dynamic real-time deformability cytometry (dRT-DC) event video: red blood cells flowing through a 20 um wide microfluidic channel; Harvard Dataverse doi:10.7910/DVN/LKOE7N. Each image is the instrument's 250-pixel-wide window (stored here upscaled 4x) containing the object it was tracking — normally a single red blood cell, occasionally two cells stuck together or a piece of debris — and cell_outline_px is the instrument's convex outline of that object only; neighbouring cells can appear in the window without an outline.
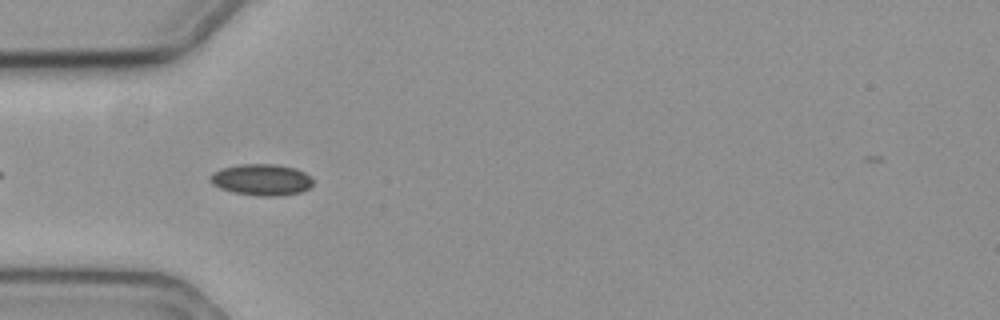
{"species": "common noctule bat (a hibernating species)", "species_latin": "Nyctalus noctula", "temperature_condition": "cold", "stored_images_in_passage": 44, "camera_frame_rate_fps": 3000, "um_per_image_px": 0.085, "animal": {"sex": "female", "body_mass_g": 19.3, "forearm_length_mm": 54.1}, "frame": {"image": 1, "passage_image": 4, "time_ms": 1.0, "image_size_px": [1000, 320], "cell_outline_px": [[312, 184], [308, 188], [300, 192], [280, 196], [260, 196], [232, 192], [220, 188], [212, 184], [208, 180], [208, 176], [212, 172], [220, 168], [240, 164], [276, 164], [296, 168], [312, 176]], "centroid_in_image_um": [22.19, 15.27], "position_along_channel_um": 62.8, "area_um2": 19.07}}
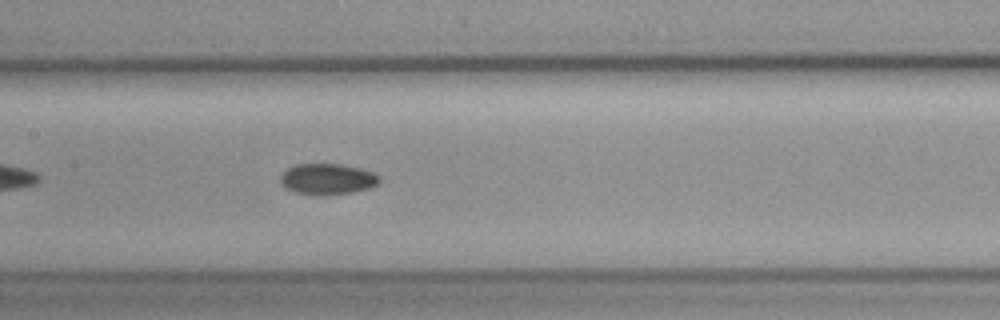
{"frame": {"image": 2, "passage_image": 14, "time_ms": 4.333, "image_size_px": [1000, 320], "cell_outline_px": [[380, 184], [368, 188], [352, 192], [328, 196], [312, 196], [296, 192], [284, 188], [280, 184], [280, 176], [288, 168], [296, 164], [340, 164], [360, 168], [372, 172], [380, 176]], "centroid_in_image_um": [27.82, 15.24], "position_along_channel_um": 179.6, "area_um2": 18.21}}
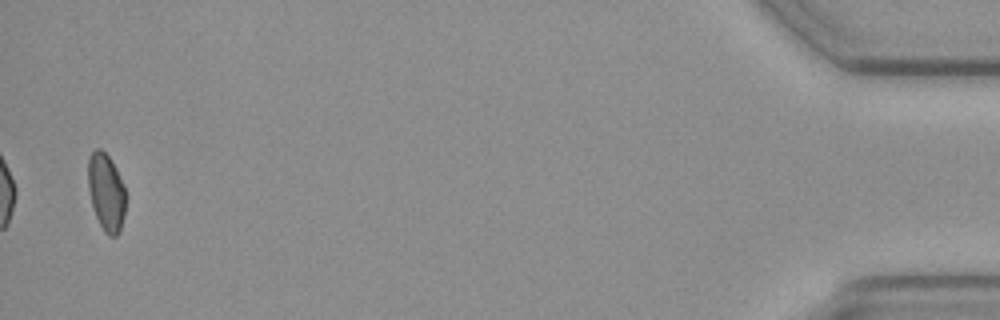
{"frame": {"image": 3, "passage_image": 43, "time_ms": 14.0, "image_size_px": [1000, 320], "cell_outline_px": [[124, 216], [120, 232], [116, 236], [108, 236], [104, 232], [96, 216], [92, 204], [88, 188], [88, 156], [96, 148], [100, 148], [112, 160], [124, 184]], "centroid_in_image_um": [9.02, 16.32], "position_along_channel_um": 426.2, "area_um2": 16.99}, "authors_computed_cell_mechanics": {"area_um2": 17.629, "velocity_mm_per_s": 3.5493, "shape_relaxation_time_tau1_ms": null, "shape_relaxation_time_tau2_ms": 6.2836, "deformation_change_tau1": null, "deformation_change_tau2": 0.088}}